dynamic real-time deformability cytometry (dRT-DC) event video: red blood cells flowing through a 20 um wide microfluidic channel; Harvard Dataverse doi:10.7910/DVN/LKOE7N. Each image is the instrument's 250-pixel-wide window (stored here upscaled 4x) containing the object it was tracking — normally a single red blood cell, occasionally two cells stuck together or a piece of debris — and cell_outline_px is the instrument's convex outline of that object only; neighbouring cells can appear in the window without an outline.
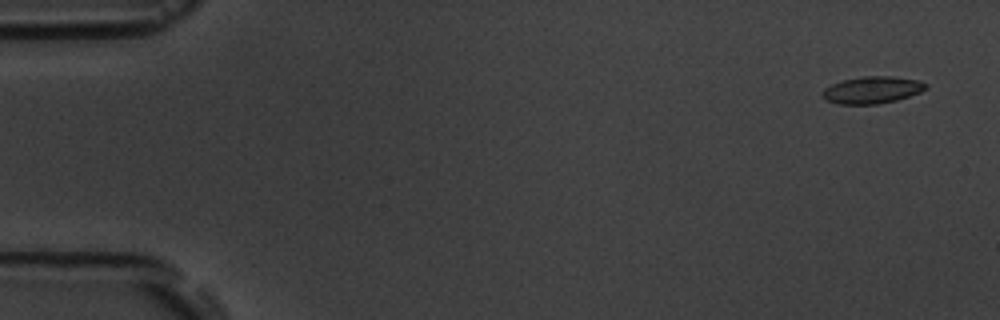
{"species": "common noctule bat (a hibernating species)", "species_latin": "Nyctalus noctula", "temperature_condition": "room temperature", "stored_images_in_passage": 5, "camera_frame_rate_fps": 3000, "um_per_image_px": 0.085, "animal": {"sex": "male", "body_mass_g": 19.5, "forearm_length_mm": 54.6}, "frame": {"image": 1, "passage_image": 1, "time_ms": 0.0, "image_size_px": [1000, 320], "cell_outline_px": [[928, 88], [920, 92], [896, 100], [876, 104], [836, 104], [828, 100], [820, 92], [824, 88], [832, 84], [844, 80], [864, 76], [892, 76], [920, 80], [928, 84]], "centroid_in_image_um": [74.16, 7.64], "position_along_channel_um": 10.8, "area_um2": 16.24}}
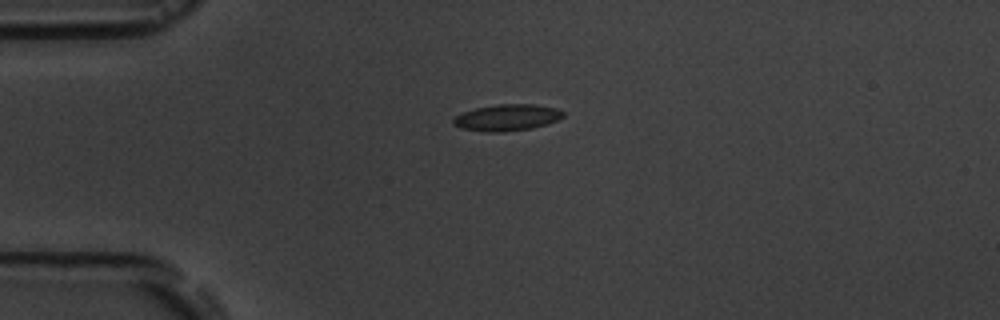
{"frame": {"image": 2, "passage_image": 4, "time_ms": 3.667, "image_size_px": [1000, 320], "cell_outline_px": [[564, 116], [548, 124], [532, 128], [496, 132], [488, 132], [460, 128], [452, 124], [452, 120], [456, 116], [464, 112], [476, 108], [496, 104], [536, 104], [556, 108], [564, 112]], "centroid_in_image_um": [43.1, 9.98], "position_along_channel_um": 41.9, "area_um2": 16.88}}